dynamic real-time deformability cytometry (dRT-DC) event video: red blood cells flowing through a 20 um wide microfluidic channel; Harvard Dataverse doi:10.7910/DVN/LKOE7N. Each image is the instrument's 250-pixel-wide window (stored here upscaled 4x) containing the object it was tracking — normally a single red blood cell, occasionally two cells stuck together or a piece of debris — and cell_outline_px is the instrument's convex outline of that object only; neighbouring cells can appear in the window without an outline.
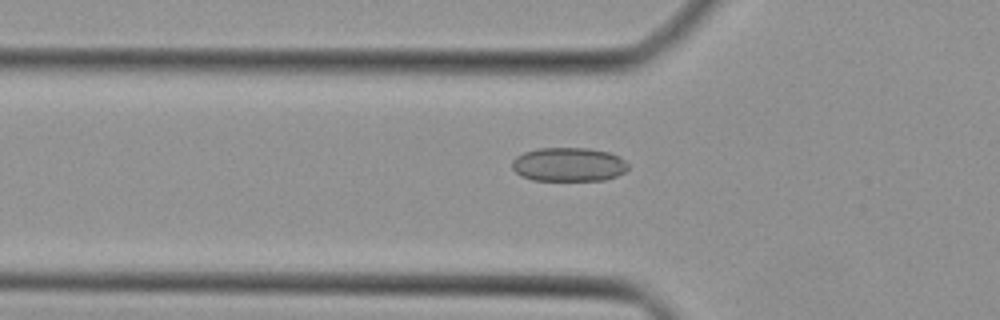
{"species": "Egyptian fruit bat (a non-hibernating species)", "species_latin": "Rousettus aegyptiacus", "temperature_condition": "cold", "stored_images_in_passage": 35, "camera_frame_rate_fps": 3000, "um_per_image_px": 0.085, "animal": {"sex": "female"}, "frame": {"image": 1, "passage_image": 5, "time_ms": 1.333, "image_size_px": [1000, 320], "cell_outline_px": [[628, 168], [624, 172], [616, 176], [604, 180], [532, 180], [520, 176], [512, 168], [512, 160], [516, 156], [524, 152], [536, 148], [588, 148], [608, 152], [624, 160], [628, 164]], "centroid_in_image_um": [48.29, 13.98], "position_along_channel_um": 77.5, "area_um2": 22.95}}
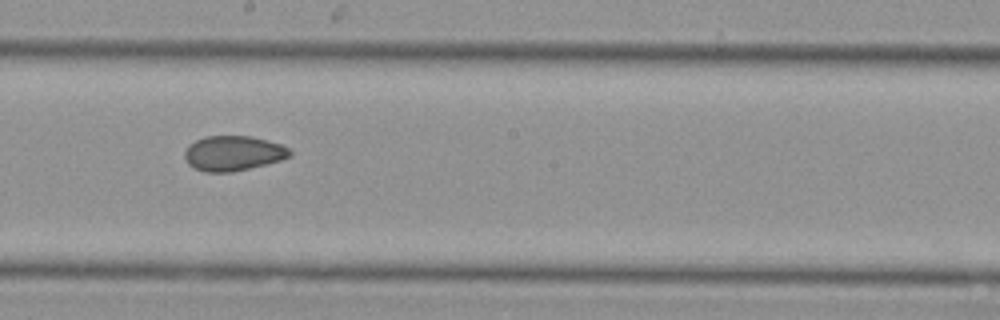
{"frame": {"image": 2, "passage_image": 15, "time_ms": 4.667, "image_size_px": [1000, 320], "cell_outline_px": [[292, 156], [280, 160], [232, 172], [204, 172], [188, 164], [184, 156], [184, 152], [196, 140], [208, 136], [252, 136], [280, 144], [288, 148], [292, 152]], "centroid_in_image_um": [19.83, 13.03], "position_along_channel_um": 228.4, "area_um2": 21.15}}
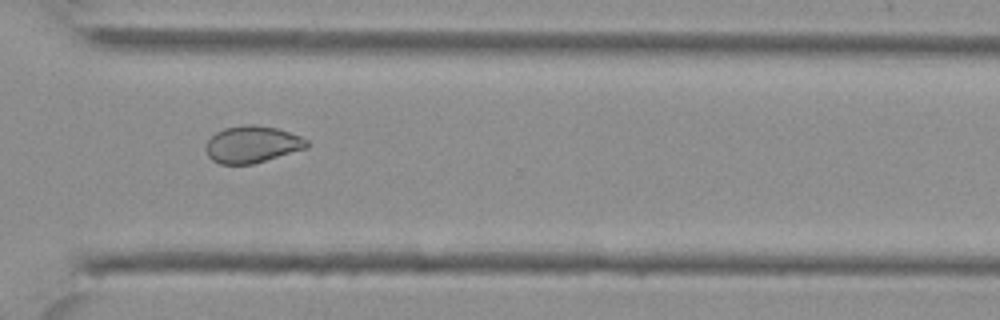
{"frame": {"image": 3, "passage_image": 23, "time_ms": 7.333, "image_size_px": [1000, 320], "cell_outline_px": [[308, 148], [252, 164], [220, 164], [212, 160], [208, 156], [204, 148], [208, 140], [216, 132], [224, 128], [244, 124], [252, 124], [276, 128], [300, 136], [308, 140]], "centroid_in_image_um": [21.41, 12.27], "position_along_channel_um": 349.2, "area_um2": 21.73}}